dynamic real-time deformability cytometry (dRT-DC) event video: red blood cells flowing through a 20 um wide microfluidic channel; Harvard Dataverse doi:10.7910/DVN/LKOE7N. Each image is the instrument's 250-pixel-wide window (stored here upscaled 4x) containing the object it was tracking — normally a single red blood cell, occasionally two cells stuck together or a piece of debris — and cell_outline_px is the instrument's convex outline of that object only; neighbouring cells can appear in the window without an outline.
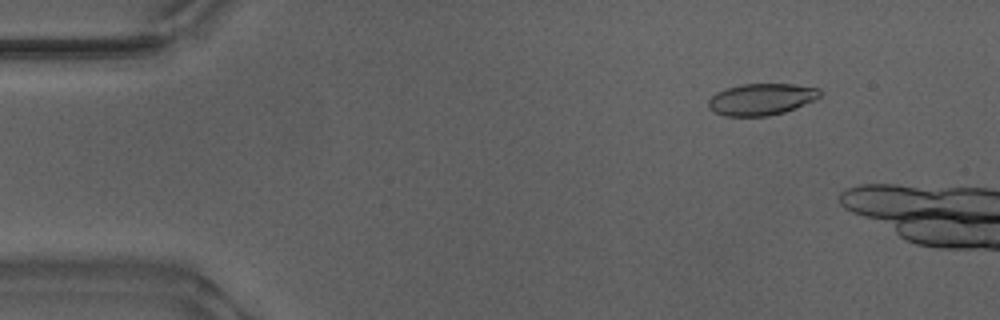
{"species": "Egyptian fruit bat (a non-hibernating species)", "species_latin": "Rousettus aegyptiacus", "temperature_condition": "warm", "stored_images_in_passage": 16, "camera_frame_rate_fps": 3000, "um_per_image_px": 0.085, "animal": {"sex": "male"}, "frame": {"image": 1, "passage_image": 7, "time_ms": 2.0, "image_size_px": [1000, 320], "cell_outline_px": [[820, 96], [796, 108], [784, 112], [768, 116], [724, 116], [708, 108], [708, 100], [716, 92], [728, 88], [744, 84], [792, 84], [820, 88]], "centroid_in_image_um": [64.7, 8.44], "position_along_channel_um": 20.3, "area_um2": 20.4}}